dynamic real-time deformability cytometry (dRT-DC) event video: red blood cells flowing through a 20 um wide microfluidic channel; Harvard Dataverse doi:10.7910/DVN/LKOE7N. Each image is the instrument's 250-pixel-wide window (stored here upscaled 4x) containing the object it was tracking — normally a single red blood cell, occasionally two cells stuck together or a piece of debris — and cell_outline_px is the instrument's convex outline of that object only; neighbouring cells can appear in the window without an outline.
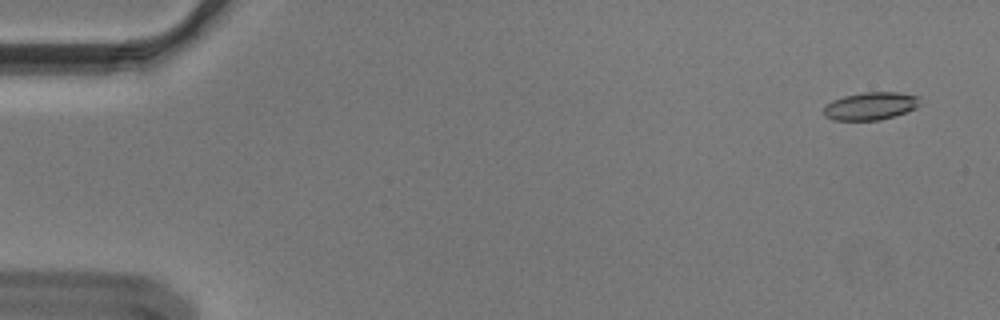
{"species": "Egyptian fruit bat (a non-hibernating species)", "species_latin": "Rousettus aegyptiacus", "temperature_condition": "cold", "stored_images_in_passage": 56, "camera_frame_rate_fps": 3000, "um_per_image_px": 0.085, "animal": {"sex": "male"}, "frame": {"image": 1, "passage_image": 3, "time_ms": 0.667, "image_size_px": [1000, 320], "cell_outline_px": [[920, 96], [916, 108], [880, 120], [832, 120], [824, 116], [824, 108], [832, 100], [844, 96], [864, 92], [900, 92]], "centroid_in_image_um": [73.98, 9.0], "position_along_channel_um": 11.0, "area_um2": 15.43}}
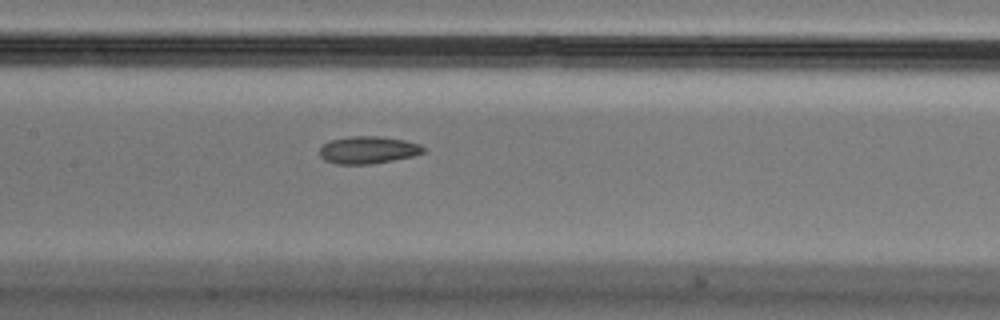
{"frame": {"image": 2, "passage_image": 27, "time_ms": 8.667, "image_size_px": [1000, 320], "cell_outline_px": [[424, 152], [412, 156], [372, 164], [336, 164], [324, 160], [320, 156], [320, 148], [324, 144], [332, 140], [352, 136], [380, 136], [404, 140], [420, 144], [424, 148]], "centroid_in_image_um": [31.28, 12.75], "position_along_channel_um": 176.1, "area_um2": 16.42}}
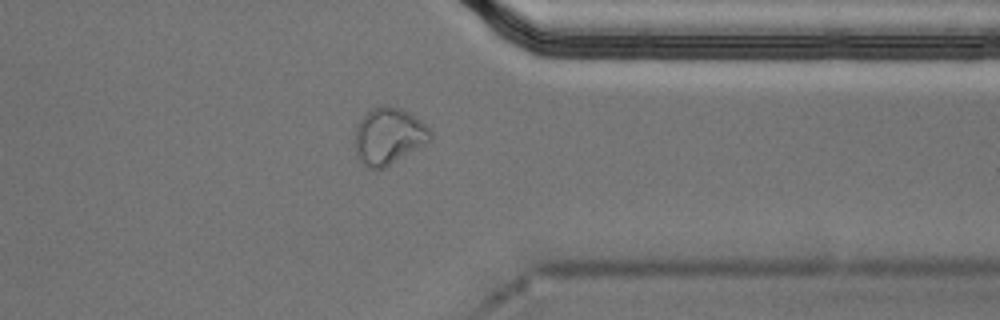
{"frame": {"image": 3, "passage_image": 44, "time_ms": 14.333, "image_size_px": [1000, 320], "cell_outline_px": [[432, 140], [384, 168], [368, 168], [356, 156], [356, 128], [360, 120], [372, 108], [400, 108], [408, 112], [420, 120], [432, 132]], "centroid_in_image_um": [33.06, 11.6], "position_along_channel_um": 378.3, "area_um2": 24.22}}